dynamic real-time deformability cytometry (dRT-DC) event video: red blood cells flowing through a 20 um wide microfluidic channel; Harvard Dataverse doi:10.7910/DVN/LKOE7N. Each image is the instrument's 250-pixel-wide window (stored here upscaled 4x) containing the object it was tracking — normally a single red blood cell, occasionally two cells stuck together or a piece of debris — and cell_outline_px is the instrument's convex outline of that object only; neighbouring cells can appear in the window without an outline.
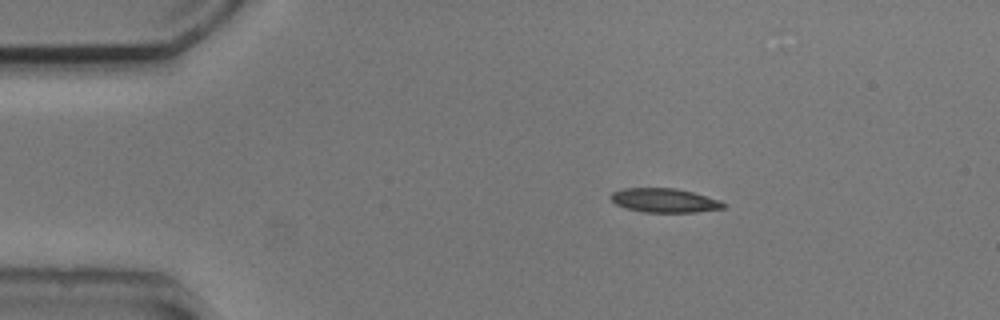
{"species": "common noctule bat (a hibernating species)", "species_latin": "Nyctalus noctula", "temperature_condition": "cold", "stored_images_in_passage": 38, "camera_frame_rate_fps": 3000, "um_per_image_px": 0.085, "animal": {"sex": "male", "body_mass_g": 20.5, "forearm_length_mm": 52.5}, "frame": {"image": 1, "passage_image": 1, "time_ms": 0.0, "image_size_px": [1000, 320], "cell_outline_px": [[724, 208], [696, 212], [644, 212], [628, 208], [616, 204], [612, 200], [612, 192], [624, 188], [676, 188], [692, 192], [720, 200], [724, 204]], "centroid_in_image_um": [56.49, 17.03], "position_along_channel_um": 28.5, "area_um2": 15.55}}
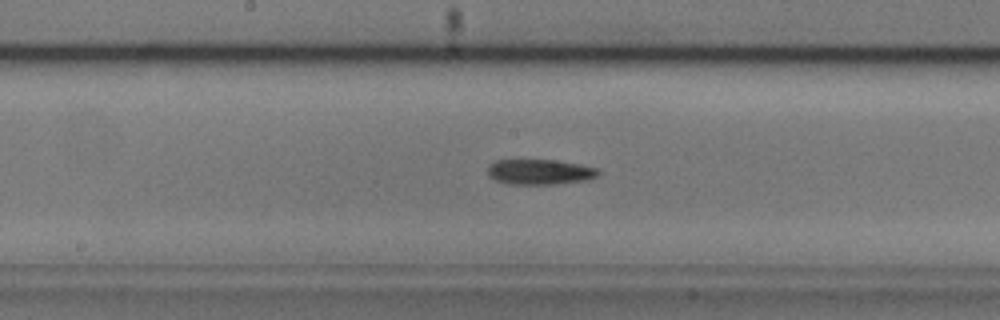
{"frame": {"image": 2, "passage_image": 19, "time_ms": 6.0, "image_size_px": [1000, 320], "cell_outline_px": [[600, 172], [596, 176], [588, 180], [556, 184], [508, 184], [496, 180], [488, 176], [488, 164], [496, 160], [556, 160], [580, 164], [596, 168]], "centroid_in_image_um": [45.86, 14.61], "position_along_channel_um": 202.3, "area_um2": 16.36}}
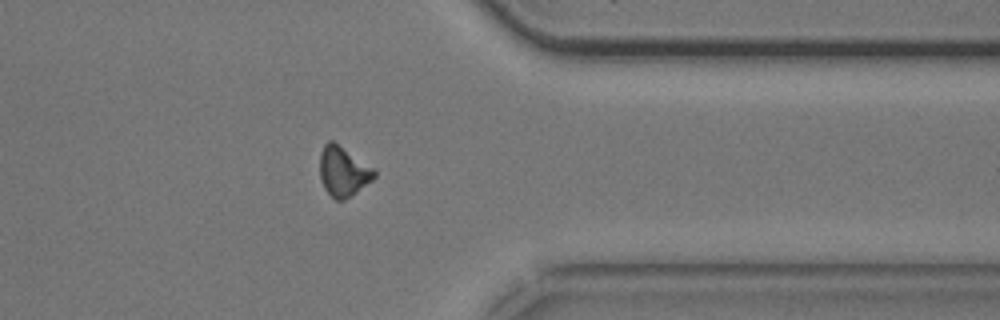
{"frame": {"image": 3, "passage_image": 34, "time_ms": 11.0, "image_size_px": [1000, 320], "cell_outline_px": [[376, 176], [372, 180], [356, 192], [344, 200], [336, 200], [324, 188], [320, 180], [320, 152], [324, 144], [328, 140], [332, 140], [376, 168]], "centroid_in_image_um": [29.18, 14.55], "position_along_channel_um": 382.2, "area_um2": 15.95}, "authors_computed_cell_mechanics": {"area_um2": 15.9239, "velocity_mm_per_s": 3.8008, "shape_relaxation_time_tau1_ms": 3.8123, "shape_relaxation_time_tau2_ms": 5.8973, "deformation_change_tau1": 0.1337, "deformation_change_tau2": 0.1631}}